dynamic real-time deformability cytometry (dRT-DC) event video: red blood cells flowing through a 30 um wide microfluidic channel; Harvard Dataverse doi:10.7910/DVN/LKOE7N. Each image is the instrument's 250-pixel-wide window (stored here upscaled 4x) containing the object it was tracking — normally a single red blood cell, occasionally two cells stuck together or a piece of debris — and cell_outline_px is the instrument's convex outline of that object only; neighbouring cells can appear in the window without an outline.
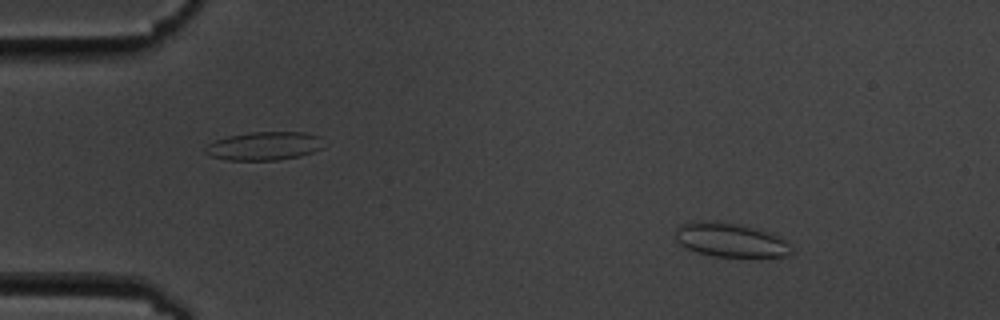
{"species": "common noctule bat (a hibernating species)", "species_latin": "Nyctalus noctula", "temperature_condition": "cold", "stored_images_in_passage": 4, "camera_frame_rate_fps": 3000, "um_per_image_px": 0.085, "animal": {"sex": "male", "body_mass_g": 19.5, "forearm_length_mm": 54.6}, "frame": {"image": 1, "passage_image": 2, "time_ms": 1.333, "image_size_px": [1000, 320], "cell_outline_px": [[792, 252], [788, 256], [756, 260], [712, 256], [688, 248], [680, 244], [676, 240], [676, 228], [680, 224], [700, 220], [716, 220], [752, 228], [780, 236], [788, 244]], "centroid_in_image_um": [62.13, 20.45], "position_along_channel_um": 22.9, "area_um2": 23.64}}
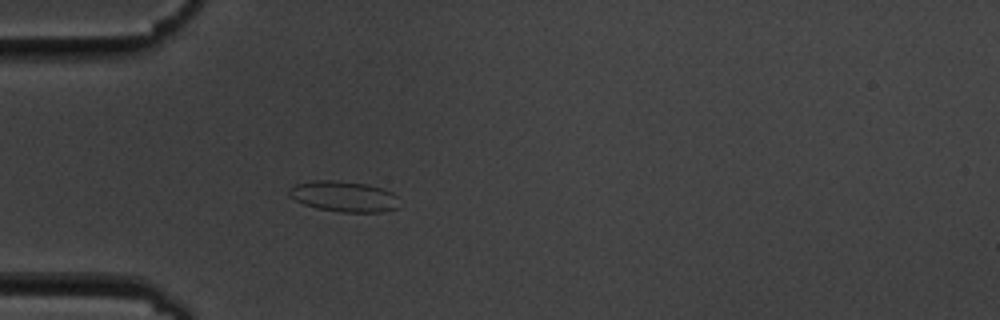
{"frame": {"image": 2, "passage_image": 4, "time_ms": 4.333, "image_size_px": [1000, 320], "cell_outline_px": [[396, 208], [380, 212], [340, 212], [316, 208], [304, 204], [288, 196], [288, 188], [292, 184], [312, 180], [332, 180], [368, 184], [384, 188], [392, 192], [396, 196]], "centroid_in_image_um": [29.15, 16.68], "position_along_channel_um": 55.8, "area_um2": 19.83}}